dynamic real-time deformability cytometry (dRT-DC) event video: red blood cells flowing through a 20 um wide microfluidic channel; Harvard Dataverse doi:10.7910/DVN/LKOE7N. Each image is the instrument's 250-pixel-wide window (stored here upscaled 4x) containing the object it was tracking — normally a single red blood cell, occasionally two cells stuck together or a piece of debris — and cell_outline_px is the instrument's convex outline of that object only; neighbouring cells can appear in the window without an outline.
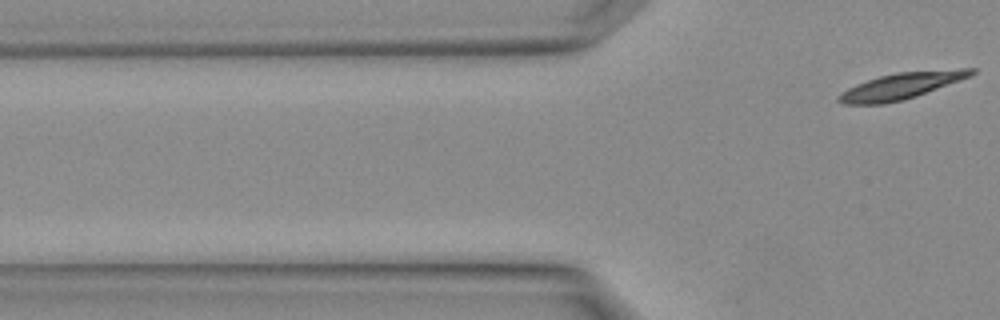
{"species": "Egyptian fruit bat (a non-hibernating species)", "species_latin": "Rousettus aegyptiacus", "temperature_condition": "warm", "stored_images_in_passage": 4, "camera_frame_rate_fps": 3000, "um_per_image_px": 0.085, "animal": {"sex": "female"}, "frame": {"image": 1, "passage_image": 4, "time_ms": 1.0, "image_size_px": [1000, 320], "cell_outline_px": [[976, 72], [972, 76], [916, 96], [904, 100], [884, 104], [844, 104], [836, 100], [836, 96], [840, 92], [856, 84], [880, 76], [896, 72], [960, 68], [976, 68]], "centroid_in_image_um": [76.62, 7.29], "position_along_channel_um": 49.2, "area_um2": 20.58}}